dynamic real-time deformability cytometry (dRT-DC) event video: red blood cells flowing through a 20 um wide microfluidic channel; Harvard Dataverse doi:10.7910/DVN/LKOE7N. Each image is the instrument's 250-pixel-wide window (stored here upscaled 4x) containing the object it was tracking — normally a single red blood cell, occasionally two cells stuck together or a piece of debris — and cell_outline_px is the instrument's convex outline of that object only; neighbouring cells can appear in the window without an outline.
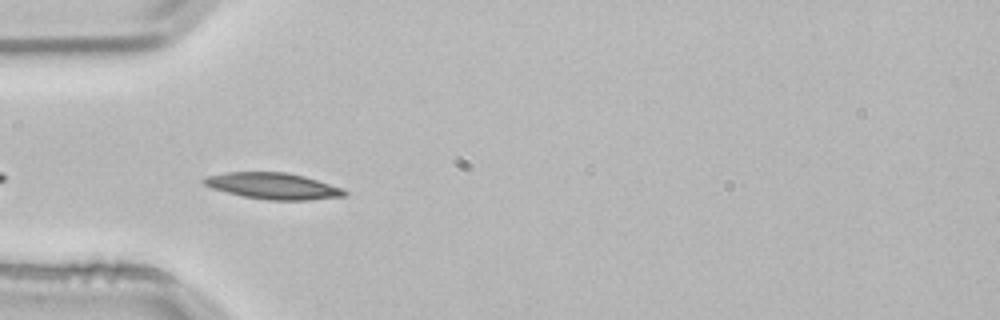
{"species": "common noctule bat (a hibernating species)", "species_latin": "Nyctalus noctula", "temperature_condition": "room temperature", "stored_images_in_passage": 4, "camera_frame_rate_fps": 3000, "um_per_image_px": 0.085, "animal": {"sex": "male", "body_mass_g": 21.5, "forearm_length_mm": 52.0}, "frame": {"image": 1, "passage_image": 3, "time_ms": 0.667, "image_size_px": [1000, 320], "cell_outline_px": [[348, 196], [308, 200], [268, 200], [244, 196], [212, 188], [204, 184], [200, 180], [204, 176], [224, 172], [288, 172], [304, 176], [344, 188], [348, 192]], "centroid_in_image_um": [23.23, 15.8], "position_along_channel_um": 61.8, "area_um2": 21.73}}